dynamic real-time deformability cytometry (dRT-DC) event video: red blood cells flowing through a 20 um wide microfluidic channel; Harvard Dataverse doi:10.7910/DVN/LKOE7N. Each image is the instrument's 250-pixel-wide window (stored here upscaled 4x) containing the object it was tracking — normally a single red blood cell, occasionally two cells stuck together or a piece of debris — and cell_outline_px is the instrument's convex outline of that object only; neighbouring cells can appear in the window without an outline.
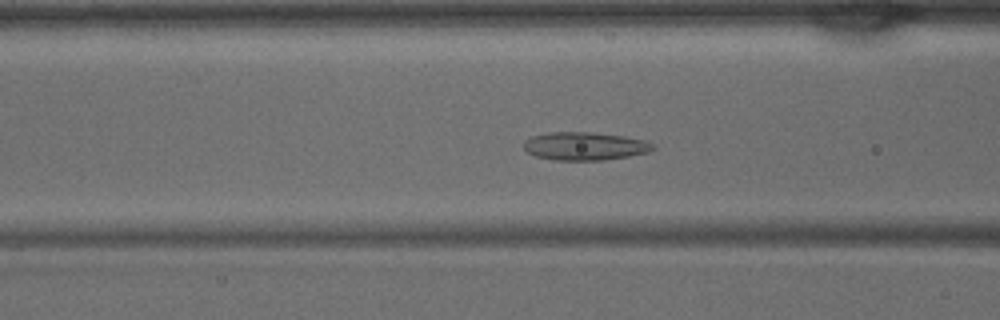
{"species": "common noctule bat (a hibernating species)", "species_latin": "Nyctalus noctula", "temperature_condition": "warm", "stored_images_in_passage": 29, "camera_frame_rate_fps": 3000, "um_per_image_px": 0.085, "animal": {"sex": "male", "body_mass_g": 15.6}, "frame": {"image": 1, "passage_image": 4, "time_ms": 1.0, "image_size_px": [1000, 320], "cell_outline_px": [[656, 148], [648, 152], [628, 156], [604, 160], [556, 160], [536, 156], [528, 152], [524, 148], [524, 140], [532, 136], [548, 132], [592, 132], [624, 136], [644, 140], [652, 144]], "centroid_in_image_um": [49.7, 12.41], "position_along_channel_um": 116.9, "area_um2": 21.1}}
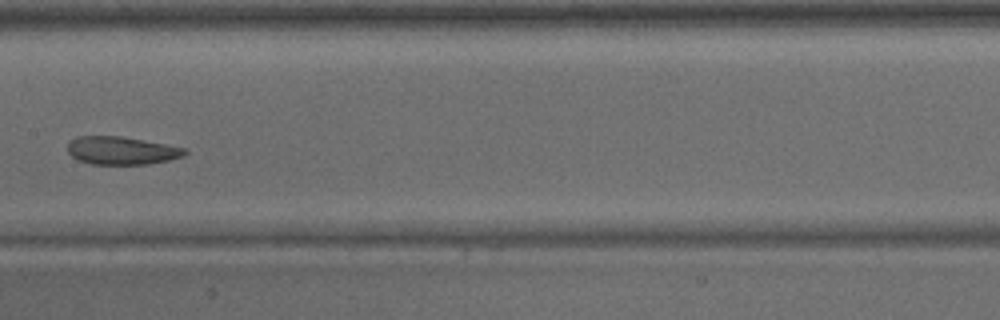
{"frame": {"image": 2, "passage_image": 9, "time_ms": 2.667, "image_size_px": [1000, 320], "cell_outline_px": [[188, 152], [184, 156], [168, 160], [148, 164], [92, 164], [76, 160], [68, 152], [68, 140], [76, 136], [120, 136], [164, 144], [184, 148]], "centroid_in_image_um": [10.28, 12.8], "position_along_channel_um": 197.1, "area_um2": 19.07}}
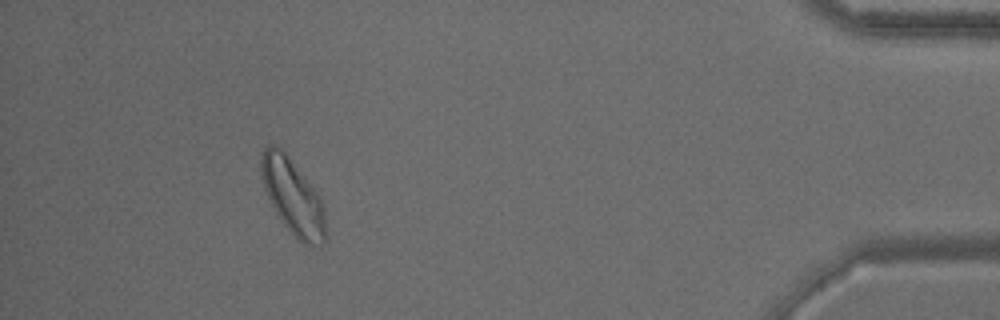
{"frame": {"image": 3, "passage_image": 26, "time_ms": 8.333, "image_size_px": [1000, 320], "cell_outline_px": [[328, 240], [324, 244], [304, 244], [296, 240], [284, 224], [276, 212], [264, 188], [260, 168], [260, 156], [264, 148], [268, 144], [276, 144], [288, 156], [320, 196], [324, 208]], "centroid_in_image_um": [24.91, 16.74], "position_along_channel_um": 410.3, "area_um2": 28.5}}